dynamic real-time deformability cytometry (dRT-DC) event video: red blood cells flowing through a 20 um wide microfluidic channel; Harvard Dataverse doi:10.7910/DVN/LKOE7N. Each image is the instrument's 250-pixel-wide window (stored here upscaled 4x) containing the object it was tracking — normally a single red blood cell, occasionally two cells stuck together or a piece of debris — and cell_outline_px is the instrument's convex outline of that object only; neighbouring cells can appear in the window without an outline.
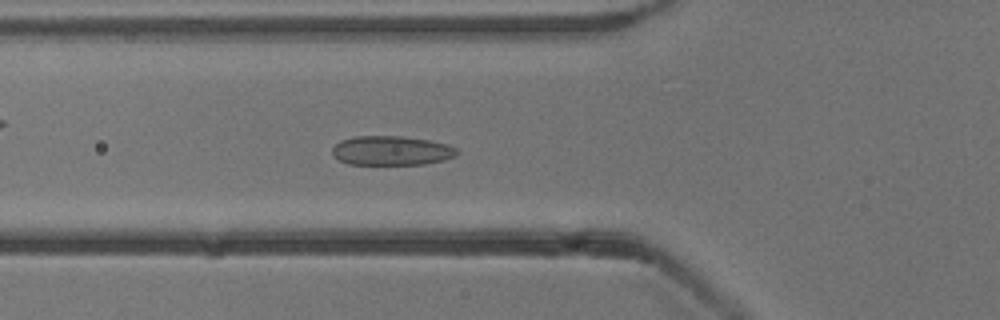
{"species": "common noctule bat (a hibernating species)", "species_latin": "Nyctalus noctula", "temperature_condition": "cold", "stored_images_in_passage": 52, "camera_frame_rate_fps": 3000, "um_per_image_px": 0.085, "animal": {"sex": "male", "body_mass_g": 13.3}, "frame": {"image": 1, "passage_image": 18, "time_ms": 5.667, "image_size_px": [1000, 320], "cell_outline_px": [[460, 152], [456, 156], [444, 160], [424, 164], [348, 164], [332, 156], [332, 148], [340, 140], [352, 136], [400, 136], [428, 140], [448, 144], [456, 148]], "centroid_in_image_um": [33.27, 12.8], "position_along_channel_um": 92.5, "area_um2": 21.44}}
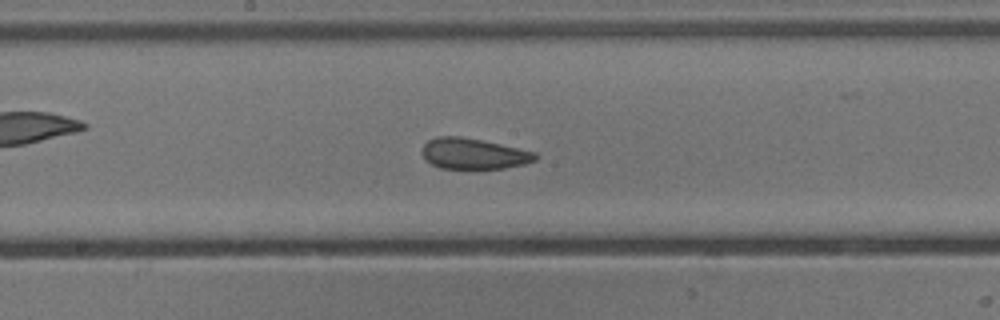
{"frame": {"image": 2, "passage_image": 27, "time_ms": 8.667, "image_size_px": [1000, 320], "cell_outline_px": [[540, 156], [536, 160], [524, 164], [504, 168], [440, 168], [424, 160], [424, 144], [428, 140], [436, 136], [460, 136], [500, 144], [536, 152]], "centroid_in_image_um": [40.28, 13.06], "position_along_channel_um": 207.9, "area_um2": 20.17}}
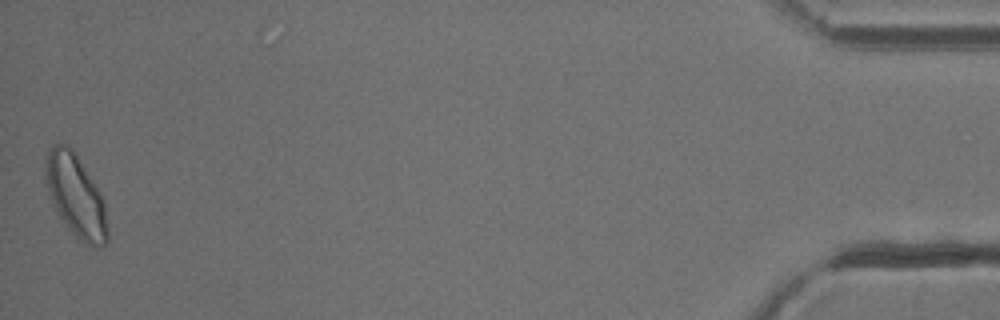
{"frame": {"image": 3, "passage_image": 52, "time_ms": 17.0, "image_size_px": [1000, 320], "cell_outline_px": [[108, 240], [100, 248], [92, 248], [80, 240], [68, 228], [56, 212], [44, 180], [44, 172], [48, 148], [52, 144], [64, 144], [72, 148], [76, 152], [104, 200], [108, 228]], "centroid_in_image_um": [6.44, 16.65], "position_along_channel_um": 428.8, "area_um2": 30.06}, "authors_computed_cell_mechanics": {"area_um2": 22.253, "velocity_mm_per_s": 3.8288, "shape_relaxation_time_tau1_ms": 5.3285, "shape_relaxation_time_tau2_ms": 1.6967, "deformation_change_tau1": 0.1053, "deformation_change_tau2": 0.0682}}